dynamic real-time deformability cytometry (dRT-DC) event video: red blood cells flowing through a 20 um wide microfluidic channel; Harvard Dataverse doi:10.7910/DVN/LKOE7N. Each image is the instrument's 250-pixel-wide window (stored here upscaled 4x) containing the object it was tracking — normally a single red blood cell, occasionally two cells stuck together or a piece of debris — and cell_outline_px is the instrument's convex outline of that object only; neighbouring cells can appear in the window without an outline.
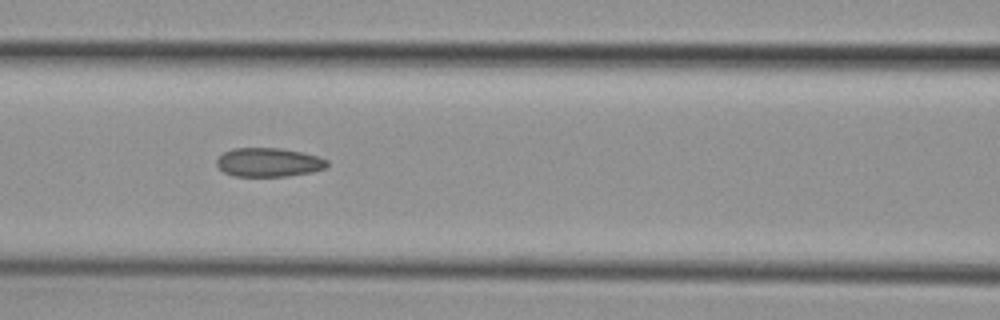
{"species": "common noctule bat (a hibernating species)", "species_latin": "Nyctalus noctula", "temperature_condition": "cold", "stored_images_in_passage": 11, "camera_frame_rate_fps": 3000, "um_per_image_px": 0.085, "animal": {"sex": "female", "body_mass_g": 29.2, "forearm_length_mm": 56.3}, "frame": {"image": 1, "passage_image": 8, "time_ms": 8.0, "image_size_px": [1000, 320], "cell_outline_px": [[328, 164], [324, 168], [312, 172], [288, 176], [232, 176], [224, 172], [216, 164], [216, 160], [224, 152], [232, 148], [280, 148], [304, 152], [328, 160]], "centroid_in_image_um": [22.83, 13.79], "position_along_channel_um": 143.8, "area_um2": 18.61}}
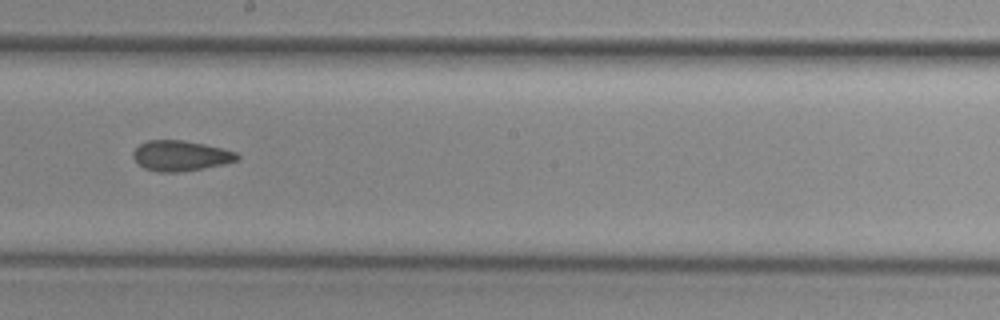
{"frame": {"image": 2, "passage_image": 10, "time_ms": 10.333, "image_size_px": [1000, 320], "cell_outline_px": [[240, 160], [224, 164], [180, 172], [160, 172], [144, 168], [132, 156], [132, 152], [140, 144], [148, 140], [184, 140], [204, 144], [236, 152], [240, 156]], "centroid_in_image_um": [15.36, 13.23], "position_along_channel_um": 232.8, "area_um2": 18.32}}
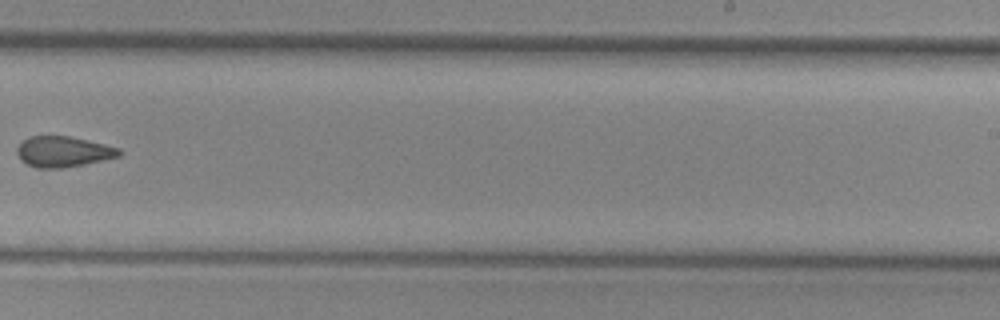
{"frame": {"image": 3, "passage_image": 11, "time_ms": 11.667, "image_size_px": [1000, 320], "cell_outline_px": [[120, 156], [84, 164], [64, 168], [36, 168], [20, 160], [16, 152], [16, 148], [28, 136], [68, 136], [104, 144], [120, 148]], "centroid_in_image_um": [5.34, 12.9], "position_along_channel_um": 283.7, "area_um2": 18.15}}